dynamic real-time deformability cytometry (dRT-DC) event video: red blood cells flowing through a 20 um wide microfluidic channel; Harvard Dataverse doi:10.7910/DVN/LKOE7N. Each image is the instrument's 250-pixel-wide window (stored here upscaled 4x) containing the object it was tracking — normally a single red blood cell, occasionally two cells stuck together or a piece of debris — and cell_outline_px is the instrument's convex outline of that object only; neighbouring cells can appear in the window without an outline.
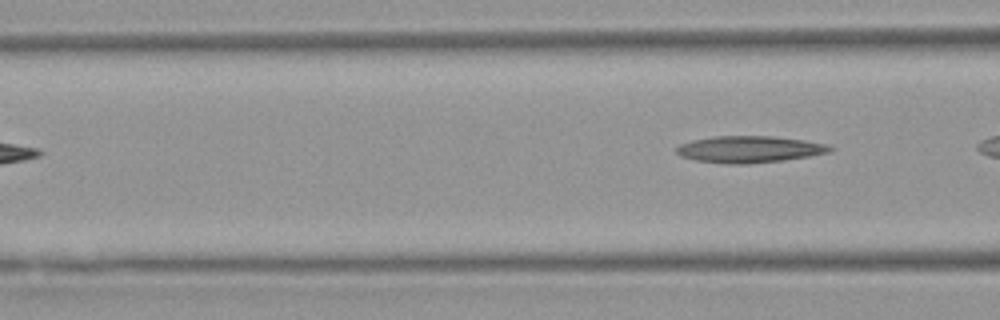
{"species": "Egyptian fruit bat (a non-hibernating species)", "species_latin": "Rousettus aegyptiacus", "temperature_condition": "warm", "stored_images_in_passage": 4, "segment_of_instrument_passage": [2, 2], "camera_frame_rate_fps": 3000, "um_per_image_px": 0.085, "animal": {"sex": "female"}, "frame": {"image": 1, "passage_image": 4, "time_ms": 3.667, "image_size_px": [1000, 320], "cell_outline_px": [[836, 148], [828, 152], [808, 156], [784, 160], [748, 164], [728, 164], [696, 160], [680, 156], [676, 152], [676, 148], [680, 144], [692, 140], [712, 136], [772, 136], [804, 140], [828, 144]], "centroid_in_image_um": [63.69, 12.69], "position_along_channel_um": 102.9, "area_um2": 23.93}}